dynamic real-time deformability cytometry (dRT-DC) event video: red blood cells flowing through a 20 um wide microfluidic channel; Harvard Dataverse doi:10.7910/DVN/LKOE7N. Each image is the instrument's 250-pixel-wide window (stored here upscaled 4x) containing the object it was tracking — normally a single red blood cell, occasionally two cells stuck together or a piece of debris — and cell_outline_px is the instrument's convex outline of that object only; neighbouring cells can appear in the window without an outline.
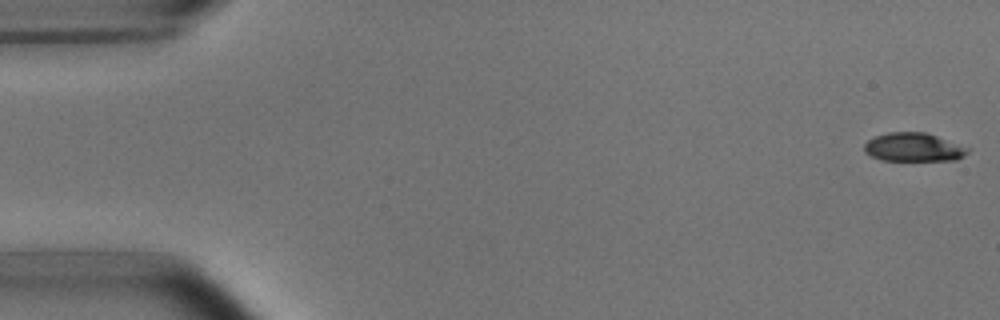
{"species": "common noctule bat (a hibernating species)", "species_latin": "Nyctalus noctula", "temperature_condition": "room temperature", "stored_images_in_passage": 5, "camera_frame_rate_fps": 3000, "um_per_image_px": 0.085, "animal": {"sex": "male", "body_mass_g": 15.6}, "frame": {"image": 1, "passage_image": 1, "time_ms": 0.0, "image_size_px": [1000, 320], "cell_outline_px": [[972, 148], [964, 156], [956, 160], [884, 160], [872, 156], [864, 152], [864, 144], [868, 140], [876, 136], [888, 132], [924, 132]], "centroid_in_image_um": [77.68, 12.51], "position_along_channel_um": 7.3, "area_um2": 17.17}}